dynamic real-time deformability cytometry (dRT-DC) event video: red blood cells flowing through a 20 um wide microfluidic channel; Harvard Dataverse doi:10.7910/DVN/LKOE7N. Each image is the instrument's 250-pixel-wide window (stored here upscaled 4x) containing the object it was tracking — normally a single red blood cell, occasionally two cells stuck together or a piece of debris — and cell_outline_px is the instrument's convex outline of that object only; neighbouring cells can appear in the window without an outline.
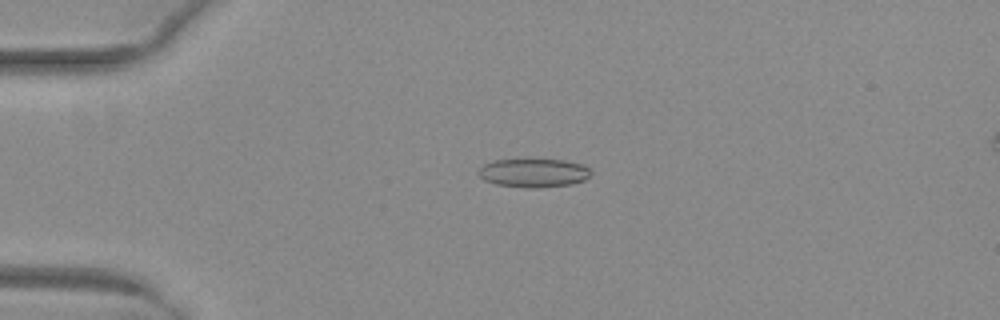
{"species": "common noctule bat (a hibernating species)", "species_latin": "Nyctalus noctula", "temperature_condition": "warm", "stored_images_in_passage": 53, "camera_frame_rate_fps": 3000, "um_per_image_px": 0.085, "animal": {"sex": "female", "body_mass_g": 29.2, "forearm_length_mm": 56.3}, "frame": {"image": 1, "passage_image": 14, "time_ms": 4.333, "image_size_px": [1000, 320], "cell_outline_px": [[592, 172], [584, 180], [572, 184], [536, 188], [532, 188], [496, 184], [484, 180], [476, 172], [484, 164], [496, 160], [564, 160], [584, 164]], "centroid_in_image_um": [45.37, 14.7], "position_along_channel_um": 39.6, "area_um2": 18.61}}
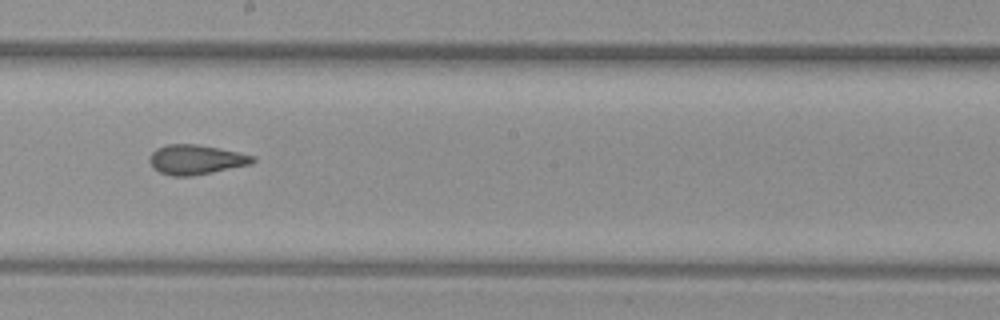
{"frame": {"image": 2, "passage_image": 31, "time_ms": 10.0, "image_size_px": [1000, 320], "cell_outline_px": [[256, 160], [252, 164], [212, 172], [188, 176], [172, 176], [160, 172], [152, 168], [148, 160], [148, 156], [156, 148], [164, 144], [196, 144], [240, 152], [256, 156]], "centroid_in_image_um": [16.64, 13.56], "position_along_channel_um": 231.6, "area_um2": 18.03}}
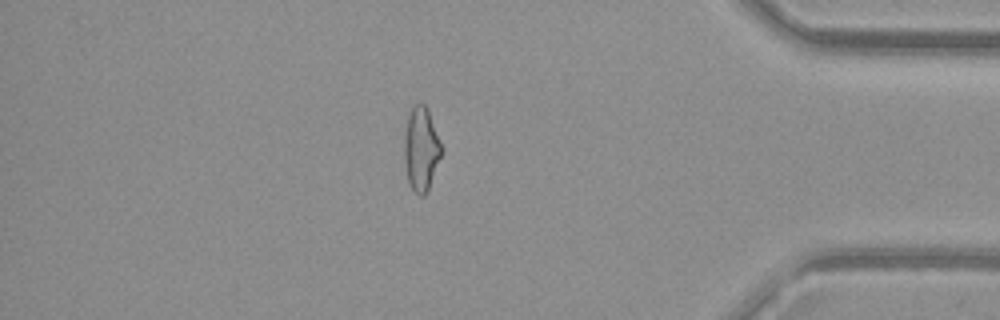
{"frame": {"image": 3, "passage_image": 46, "time_ms": 15.0, "image_size_px": [1000, 320], "cell_outline_px": [[440, 156], [428, 188], [424, 196], [420, 196], [412, 188], [408, 180], [404, 164], [404, 140], [408, 116], [412, 104], [424, 104], [428, 108], [440, 144]], "centroid_in_image_um": [35.75, 12.63], "position_along_channel_um": 399.4, "area_um2": 17.63}, "authors_computed_cell_mechanics": {"area_um2": 18.5538, "velocity_mm_per_s": 4.0289, "shape_relaxation_time_tau1_ms": null, "shape_relaxation_time_tau2_ms": 1.8019, "deformation_change_tau1": null, "deformation_change_tau2": 0.0964}}